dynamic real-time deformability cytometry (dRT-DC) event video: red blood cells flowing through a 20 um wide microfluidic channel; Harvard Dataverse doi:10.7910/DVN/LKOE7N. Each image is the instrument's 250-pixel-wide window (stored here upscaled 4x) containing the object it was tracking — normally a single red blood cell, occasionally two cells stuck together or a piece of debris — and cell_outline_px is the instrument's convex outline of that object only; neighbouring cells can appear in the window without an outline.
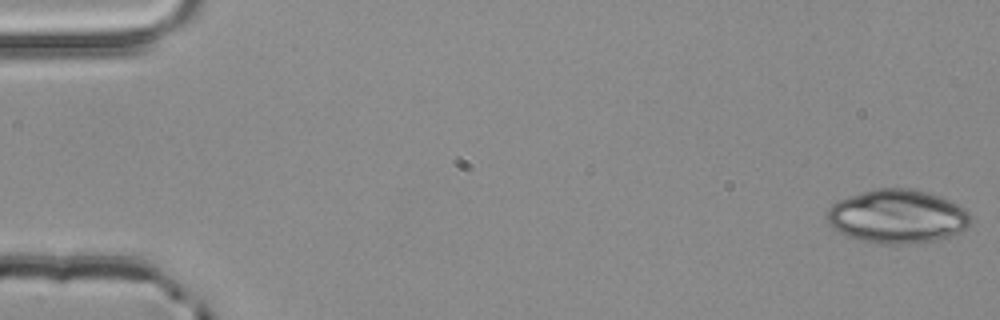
{"species": "common noctule bat (a hibernating species)", "species_latin": "Nyctalus noctula", "temperature_condition": "room temperature", "stored_images_in_passage": 4, "camera_frame_rate_fps": 3000, "um_per_image_px": 0.085, "animal": {"sex": "male", "body_mass_g": 20.4}, "frame": {"image": 1, "passage_image": 1, "time_ms": 0.0, "image_size_px": [1000, 320], "cell_outline_px": [[972, 224], [960, 232], [936, 240], [908, 244], [884, 244], [860, 240], [848, 236], [832, 228], [828, 224], [824, 216], [828, 208], [836, 200], [876, 188], [912, 188], [928, 192], [940, 196], [964, 208], [968, 212], [972, 220]], "centroid_in_image_um": [76.25, 18.39], "position_along_channel_um": 8.8, "area_um2": 45.26}}